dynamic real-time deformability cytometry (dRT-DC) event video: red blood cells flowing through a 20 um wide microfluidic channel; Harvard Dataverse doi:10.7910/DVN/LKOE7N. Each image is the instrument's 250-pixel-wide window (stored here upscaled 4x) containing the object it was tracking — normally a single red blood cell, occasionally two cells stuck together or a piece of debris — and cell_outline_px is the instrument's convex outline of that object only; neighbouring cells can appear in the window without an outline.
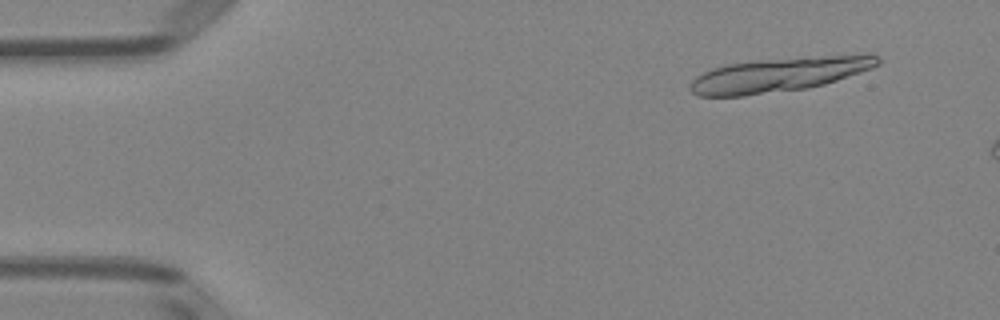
{"species": "Egyptian fruit bat (a non-hibernating species)", "species_latin": "Rousettus aegyptiacus", "temperature_condition": "room temperature", "stored_images_in_passage": 8, "camera_frame_rate_fps": 3000, "um_per_image_px": 0.085, "animal": {"sex": "female"}, "frame": {"image": 1, "passage_image": 3, "time_ms": 0.667, "image_size_px": [1000, 320], "cell_outline_px": [[880, 64], [872, 68], [824, 84], [808, 88], [744, 96], [696, 96], [688, 88], [688, 84], [696, 76], [712, 68], [728, 64], [764, 60], [824, 56], [880, 56]], "centroid_in_image_um": [66.1, 6.38], "position_along_channel_um": 18.9, "area_um2": 36.76}}